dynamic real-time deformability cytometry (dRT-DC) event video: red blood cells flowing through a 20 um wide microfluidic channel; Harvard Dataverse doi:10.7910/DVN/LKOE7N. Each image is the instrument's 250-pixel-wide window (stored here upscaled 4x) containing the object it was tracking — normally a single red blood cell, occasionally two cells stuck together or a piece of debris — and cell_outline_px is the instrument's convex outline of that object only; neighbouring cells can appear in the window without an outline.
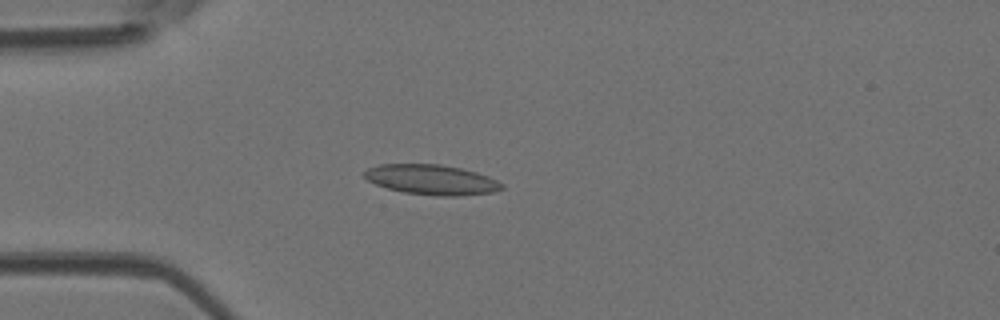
{"species": "Egyptian fruit bat (a non-hibernating species)", "species_latin": "Rousettus aegyptiacus", "temperature_condition": "room temperature", "stored_images_in_passage": 3, "camera_frame_rate_fps": 3000, "um_per_image_px": 0.085, "animal": {"sex": "female"}, "frame": {"image": 1, "passage_image": 3, "time_ms": 0.667, "image_size_px": [1000, 320], "cell_outline_px": [[504, 188], [492, 192], [456, 196], [436, 196], [404, 192], [388, 188], [376, 184], [368, 180], [364, 176], [364, 172], [368, 168], [380, 164], [440, 164], [460, 168], [476, 172], [488, 176], [504, 184]], "centroid_in_image_um": [36.69, 15.27], "position_along_channel_um": 48.3, "area_um2": 23.93}}